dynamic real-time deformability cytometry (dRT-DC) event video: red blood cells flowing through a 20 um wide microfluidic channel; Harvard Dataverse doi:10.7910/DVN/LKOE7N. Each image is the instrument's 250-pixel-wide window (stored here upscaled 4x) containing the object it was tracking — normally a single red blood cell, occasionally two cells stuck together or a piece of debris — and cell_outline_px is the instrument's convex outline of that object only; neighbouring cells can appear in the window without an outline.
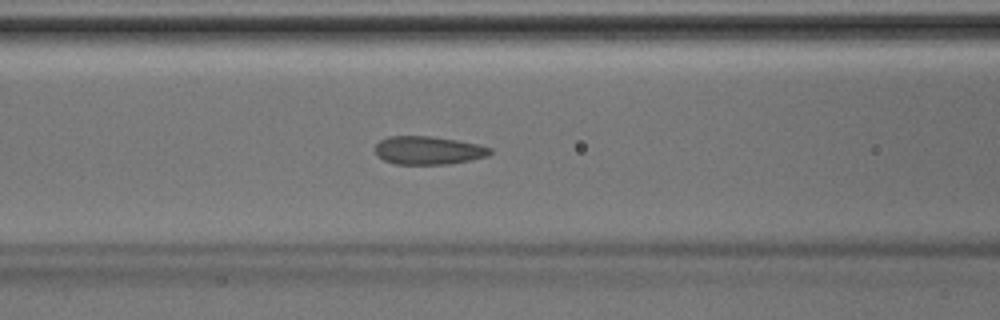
{"species": "Egyptian fruit bat (a non-hibernating species)", "species_latin": "Rousettus aegyptiacus", "temperature_condition": "room temperature", "stored_images_in_passage": 36, "camera_frame_rate_fps": 3000, "um_per_image_px": 0.085, "animal": {"sex": "male"}, "frame": {"image": 1, "passage_image": 11, "time_ms": 3.333, "image_size_px": [1000, 320], "cell_outline_px": [[492, 152], [488, 156], [448, 164], [396, 164], [384, 160], [376, 156], [376, 144], [380, 140], [388, 136], [432, 136], [480, 144], [492, 148]], "centroid_in_image_um": [36.41, 12.77], "position_along_channel_um": 130.2, "area_um2": 18.96}}
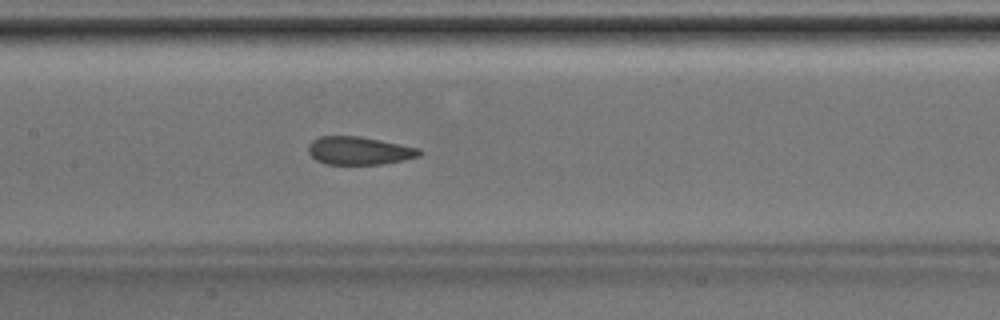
{"frame": {"image": 2, "passage_image": 14, "time_ms": 4.333, "image_size_px": [1000, 320], "cell_outline_px": [[420, 156], [404, 160], [380, 164], [324, 164], [316, 160], [308, 152], [308, 144], [312, 140], [320, 136], [360, 136], [420, 148]], "centroid_in_image_um": [30.5, 12.8], "position_along_channel_um": 176.9, "area_um2": 18.15}}
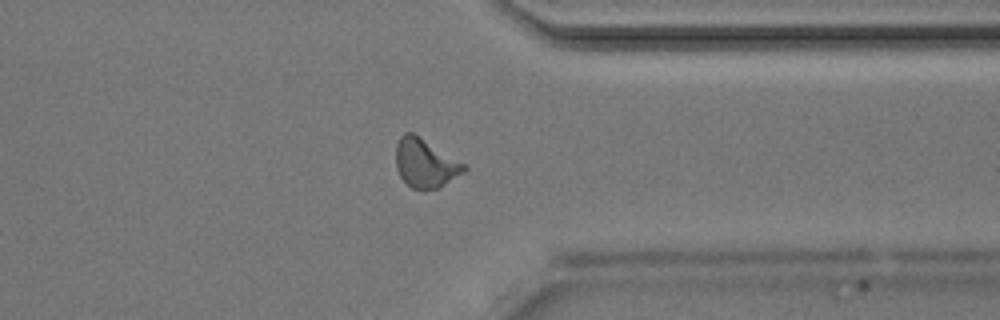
{"frame": {"image": 3, "passage_image": 27, "time_ms": 8.667, "image_size_px": [1000, 320], "cell_outline_px": [[468, 168], [464, 172], [440, 188], [424, 192], [412, 188], [400, 176], [396, 168], [396, 144], [400, 136], [404, 132], [412, 132], [468, 164]], "centroid_in_image_um": [36.18, 13.89], "position_along_channel_um": 375.2, "area_um2": 19.88}}